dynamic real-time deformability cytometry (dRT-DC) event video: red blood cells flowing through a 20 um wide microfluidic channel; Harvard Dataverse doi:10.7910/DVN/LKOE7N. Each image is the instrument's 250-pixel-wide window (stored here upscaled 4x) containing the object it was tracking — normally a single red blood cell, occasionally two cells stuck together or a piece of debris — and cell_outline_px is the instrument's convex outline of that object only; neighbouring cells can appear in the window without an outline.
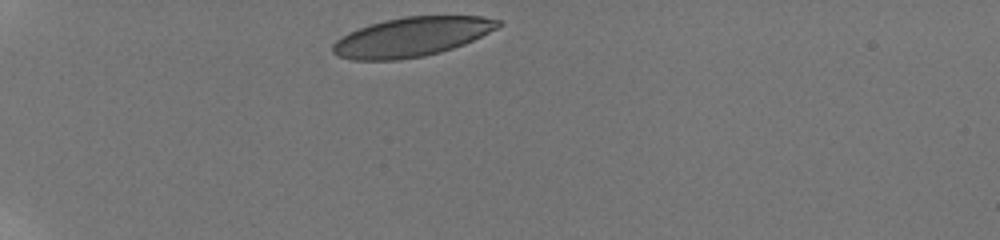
{"species": "human", "species_latin": "Homo sapiens", "temperature_condition": "room temperature", "stored_images_in_passage": 32, "camera_frame_rate_fps": 3000, "um_per_image_px": 0.085, "donor": {"sex": "male"}, "frame": {"image": 1, "passage_image": 1, "time_ms": 0.0, "image_size_px": [1000, 240], "cell_outline_px": [[500, 24], [496, 28], [464, 44], [440, 52], [424, 56], [400, 60], [352, 60], [340, 56], [332, 52], [332, 44], [340, 36], [348, 32], [384, 20], [404, 16], [484, 16], [500, 20]], "centroid_in_image_um": [34.95, 3.14], "position_along_channel_um": 50.0, "area_um2": 37.69}}
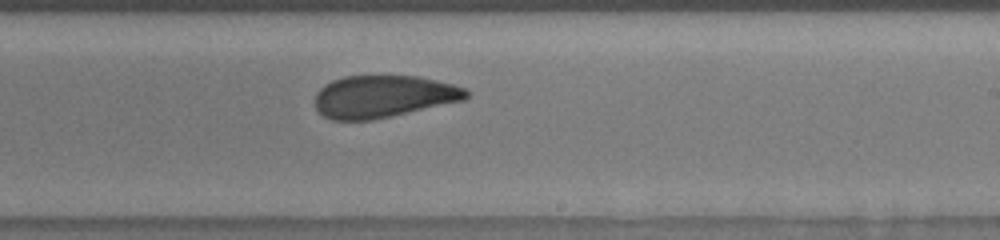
{"frame": {"image": 2, "passage_image": 20, "time_ms": 6.667, "image_size_px": [1000, 240], "cell_outline_px": [[468, 96], [464, 100], [372, 120], [332, 120], [324, 116], [316, 108], [316, 92], [324, 84], [332, 80], [344, 76], [416, 76], [452, 84], [464, 88], [468, 92]], "centroid_in_image_um": [32.55, 8.2], "position_along_channel_um": 256.5, "area_um2": 36.93}}
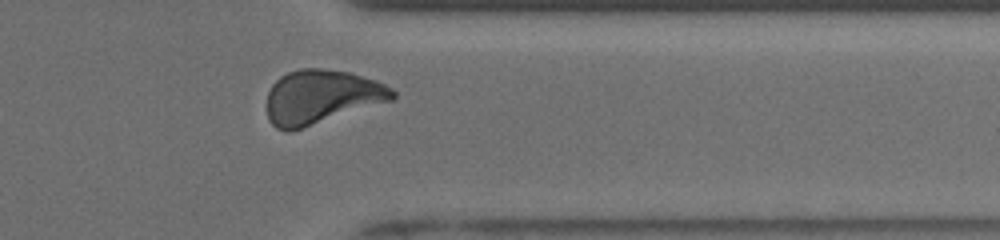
{"frame": {"image": 3, "passage_image": 29, "time_ms": 10.0, "image_size_px": [1000, 240], "cell_outline_px": [[396, 96], [392, 100], [288, 132], [276, 128], [268, 120], [268, 92], [272, 84], [280, 76], [288, 72], [300, 68], [320, 68], [348, 72], [376, 80], [392, 88], [396, 92]], "centroid_in_image_um": [27.31, 8.22], "position_along_channel_um": 384.1, "area_um2": 39.25}, "authors_computed_cell_mechanics": {"area_um2": 38.3792, "velocity_mm_per_s": 3.8364, "shape_relaxation_time_tau1_ms": 5.8153, "shape_relaxation_time_tau2_ms": 1.459, "deformation_change_tau1": 0.1623, "deformation_change_tau2": 0.0861}}